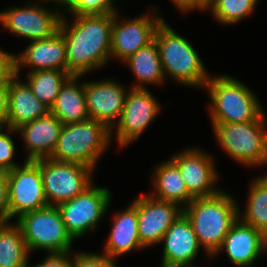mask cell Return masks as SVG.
<instances>
[{
  "instance_id": "25",
  "label": "cell",
  "mask_w": 267,
  "mask_h": 267,
  "mask_svg": "<svg viewBox=\"0 0 267 267\" xmlns=\"http://www.w3.org/2000/svg\"><path fill=\"white\" fill-rule=\"evenodd\" d=\"M124 62L131 68L138 81L132 88H144L143 84L164 82L165 77L155 39Z\"/></svg>"
},
{
  "instance_id": "2",
  "label": "cell",
  "mask_w": 267,
  "mask_h": 267,
  "mask_svg": "<svg viewBox=\"0 0 267 267\" xmlns=\"http://www.w3.org/2000/svg\"><path fill=\"white\" fill-rule=\"evenodd\" d=\"M238 205L223 191L209 197H196L184 209L198 242L207 255H216L232 224L238 219Z\"/></svg>"
},
{
  "instance_id": "40",
  "label": "cell",
  "mask_w": 267,
  "mask_h": 267,
  "mask_svg": "<svg viewBox=\"0 0 267 267\" xmlns=\"http://www.w3.org/2000/svg\"><path fill=\"white\" fill-rule=\"evenodd\" d=\"M207 6L208 7L210 6V0H207Z\"/></svg>"
},
{
  "instance_id": "13",
  "label": "cell",
  "mask_w": 267,
  "mask_h": 267,
  "mask_svg": "<svg viewBox=\"0 0 267 267\" xmlns=\"http://www.w3.org/2000/svg\"><path fill=\"white\" fill-rule=\"evenodd\" d=\"M180 206L149 194L137 198L138 232L144 248L161 242L165 232L183 212Z\"/></svg>"
},
{
  "instance_id": "37",
  "label": "cell",
  "mask_w": 267,
  "mask_h": 267,
  "mask_svg": "<svg viewBox=\"0 0 267 267\" xmlns=\"http://www.w3.org/2000/svg\"><path fill=\"white\" fill-rule=\"evenodd\" d=\"M173 4L182 12L193 9H208L207 0H172Z\"/></svg>"
},
{
  "instance_id": "36",
  "label": "cell",
  "mask_w": 267,
  "mask_h": 267,
  "mask_svg": "<svg viewBox=\"0 0 267 267\" xmlns=\"http://www.w3.org/2000/svg\"><path fill=\"white\" fill-rule=\"evenodd\" d=\"M10 82H0V126L5 125L8 111V91Z\"/></svg>"
},
{
  "instance_id": "12",
  "label": "cell",
  "mask_w": 267,
  "mask_h": 267,
  "mask_svg": "<svg viewBox=\"0 0 267 267\" xmlns=\"http://www.w3.org/2000/svg\"><path fill=\"white\" fill-rule=\"evenodd\" d=\"M160 107L151 93L144 88H131L127 93L123 110L116 123V139L119 146H127L136 140L153 121Z\"/></svg>"
},
{
  "instance_id": "31",
  "label": "cell",
  "mask_w": 267,
  "mask_h": 267,
  "mask_svg": "<svg viewBox=\"0 0 267 267\" xmlns=\"http://www.w3.org/2000/svg\"><path fill=\"white\" fill-rule=\"evenodd\" d=\"M3 129V126H0V168L10 171L19 165L13 160L15 154L13 140L10 135L2 131Z\"/></svg>"
},
{
  "instance_id": "39",
  "label": "cell",
  "mask_w": 267,
  "mask_h": 267,
  "mask_svg": "<svg viewBox=\"0 0 267 267\" xmlns=\"http://www.w3.org/2000/svg\"><path fill=\"white\" fill-rule=\"evenodd\" d=\"M265 244L267 246V232L264 234Z\"/></svg>"
},
{
  "instance_id": "4",
  "label": "cell",
  "mask_w": 267,
  "mask_h": 267,
  "mask_svg": "<svg viewBox=\"0 0 267 267\" xmlns=\"http://www.w3.org/2000/svg\"><path fill=\"white\" fill-rule=\"evenodd\" d=\"M205 87L212 102V123L256 121L264 114L253 92L233 77H210Z\"/></svg>"
},
{
  "instance_id": "7",
  "label": "cell",
  "mask_w": 267,
  "mask_h": 267,
  "mask_svg": "<svg viewBox=\"0 0 267 267\" xmlns=\"http://www.w3.org/2000/svg\"><path fill=\"white\" fill-rule=\"evenodd\" d=\"M22 232L27 248L41 249L48 253L71 251L73 238L65 228L57 206L48 205L17 218L16 223Z\"/></svg>"
},
{
  "instance_id": "28",
  "label": "cell",
  "mask_w": 267,
  "mask_h": 267,
  "mask_svg": "<svg viewBox=\"0 0 267 267\" xmlns=\"http://www.w3.org/2000/svg\"><path fill=\"white\" fill-rule=\"evenodd\" d=\"M28 86L33 94L47 107L51 108L62 85L71 76L61 70H38L29 72Z\"/></svg>"
},
{
  "instance_id": "32",
  "label": "cell",
  "mask_w": 267,
  "mask_h": 267,
  "mask_svg": "<svg viewBox=\"0 0 267 267\" xmlns=\"http://www.w3.org/2000/svg\"><path fill=\"white\" fill-rule=\"evenodd\" d=\"M72 267H117L115 260L107 255H97L91 253H76L72 259Z\"/></svg>"
},
{
  "instance_id": "21",
  "label": "cell",
  "mask_w": 267,
  "mask_h": 267,
  "mask_svg": "<svg viewBox=\"0 0 267 267\" xmlns=\"http://www.w3.org/2000/svg\"><path fill=\"white\" fill-rule=\"evenodd\" d=\"M17 79L18 75L9 84L8 111L4 125L14 129L50 112V108L33 94L28 84Z\"/></svg>"
},
{
  "instance_id": "18",
  "label": "cell",
  "mask_w": 267,
  "mask_h": 267,
  "mask_svg": "<svg viewBox=\"0 0 267 267\" xmlns=\"http://www.w3.org/2000/svg\"><path fill=\"white\" fill-rule=\"evenodd\" d=\"M266 247L264 234L238 218L225 236L219 251L225 249L235 266L251 267Z\"/></svg>"
},
{
  "instance_id": "17",
  "label": "cell",
  "mask_w": 267,
  "mask_h": 267,
  "mask_svg": "<svg viewBox=\"0 0 267 267\" xmlns=\"http://www.w3.org/2000/svg\"><path fill=\"white\" fill-rule=\"evenodd\" d=\"M164 243L161 267H194L200 249L188 217L182 212L161 239Z\"/></svg>"
},
{
  "instance_id": "26",
  "label": "cell",
  "mask_w": 267,
  "mask_h": 267,
  "mask_svg": "<svg viewBox=\"0 0 267 267\" xmlns=\"http://www.w3.org/2000/svg\"><path fill=\"white\" fill-rule=\"evenodd\" d=\"M0 222V267H30V255L20 227Z\"/></svg>"
},
{
  "instance_id": "19",
  "label": "cell",
  "mask_w": 267,
  "mask_h": 267,
  "mask_svg": "<svg viewBox=\"0 0 267 267\" xmlns=\"http://www.w3.org/2000/svg\"><path fill=\"white\" fill-rule=\"evenodd\" d=\"M63 124L51 112L17 129L6 128L8 132H20L28 149L27 160L50 158L54 152Z\"/></svg>"
},
{
  "instance_id": "38",
  "label": "cell",
  "mask_w": 267,
  "mask_h": 267,
  "mask_svg": "<svg viewBox=\"0 0 267 267\" xmlns=\"http://www.w3.org/2000/svg\"><path fill=\"white\" fill-rule=\"evenodd\" d=\"M43 2H49V1H54L56 3H59L60 5L64 6L69 0H41Z\"/></svg>"
},
{
  "instance_id": "5",
  "label": "cell",
  "mask_w": 267,
  "mask_h": 267,
  "mask_svg": "<svg viewBox=\"0 0 267 267\" xmlns=\"http://www.w3.org/2000/svg\"><path fill=\"white\" fill-rule=\"evenodd\" d=\"M110 140V130L94 119L64 124L50 158L86 165L94 170Z\"/></svg>"
},
{
  "instance_id": "1",
  "label": "cell",
  "mask_w": 267,
  "mask_h": 267,
  "mask_svg": "<svg viewBox=\"0 0 267 267\" xmlns=\"http://www.w3.org/2000/svg\"><path fill=\"white\" fill-rule=\"evenodd\" d=\"M62 17L59 31L65 40L68 73L83 76L102 67L111 57L113 14Z\"/></svg>"
},
{
  "instance_id": "9",
  "label": "cell",
  "mask_w": 267,
  "mask_h": 267,
  "mask_svg": "<svg viewBox=\"0 0 267 267\" xmlns=\"http://www.w3.org/2000/svg\"><path fill=\"white\" fill-rule=\"evenodd\" d=\"M110 201L111 192L107 188L95 187L92 183L78 196L57 205L65 228L73 240L98 225Z\"/></svg>"
},
{
  "instance_id": "30",
  "label": "cell",
  "mask_w": 267,
  "mask_h": 267,
  "mask_svg": "<svg viewBox=\"0 0 267 267\" xmlns=\"http://www.w3.org/2000/svg\"><path fill=\"white\" fill-rule=\"evenodd\" d=\"M114 0H69L65 9L72 16L115 14Z\"/></svg>"
},
{
  "instance_id": "3",
  "label": "cell",
  "mask_w": 267,
  "mask_h": 267,
  "mask_svg": "<svg viewBox=\"0 0 267 267\" xmlns=\"http://www.w3.org/2000/svg\"><path fill=\"white\" fill-rule=\"evenodd\" d=\"M156 41L164 76H171L187 86H202L210 78L201 58L186 38L180 36L163 20L157 27Z\"/></svg>"
},
{
  "instance_id": "16",
  "label": "cell",
  "mask_w": 267,
  "mask_h": 267,
  "mask_svg": "<svg viewBox=\"0 0 267 267\" xmlns=\"http://www.w3.org/2000/svg\"><path fill=\"white\" fill-rule=\"evenodd\" d=\"M185 182L188 192L194 197H209L220 190L214 189L218 175L211 155L191 149L172 156Z\"/></svg>"
},
{
  "instance_id": "24",
  "label": "cell",
  "mask_w": 267,
  "mask_h": 267,
  "mask_svg": "<svg viewBox=\"0 0 267 267\" xmlns=\"http://www.w3.org/2000/svg\"><path fill=\"white\" fill-rule=\"evenodd\" d=\"M155 170L152 183L156 193L150 196L161 201L181 204L184 209L194 197L188 192L177 165L170 159L161 163Z\"/></svg>"
},
{
  "instance_id": "22",
  "label": "cell",
  "mask_w": 267,
  "mask_h": 267,
  "mask_svg": "<svg viewBox=\"0 0 267 267\" xmlns=\"http://www.w3.org/2000/svg\"><path fill=\"white\" fill-rule=\"evenodd\" d=\"M113 220V226L103 254L115 260V257L126 254L131 250L144 248L139 239L137 199L127 209L116 213Z\"/></svg>"
},
{
  "instance_id": "27",
  "label": "cell",
  "mask_w": 267,
  "mask_h": 267,
  "mask_svg": "<svg viewBox=\"0 0 267 267\" xmlns=\"http://www.w3.org/2000/svg\"><path fill=\"white\" fill-rule=\"evenodd\" d=\"M253 183V184H252ZM238 218L263 234L267 232V177L256 178L251 182L247 206Z\"/></svg>"
},
{
  "instance_id": "33",
  "label": "cell",
  "mask_w": 267,
  "mask_h": 267,
  "mask_svg": "<svg viewBox=\"0 0 267 267\" xmlns=\"http://www.w3.org/2000/svg\"><path fill=\"white\" fill-rule=\"evenodd\" d=\"M15 76V55L0 49V82H10Z\"/></svg>"
},
{
  "instance_id": "6",
  "label": "cell",
  "mask_w": 267,
  "mask_h": 267,
  "mask_svg": "<svg viewBox=\"0 0 267 267\" xmlns=\"http://www.w3.org/2000/svg\"><path fill=\"white\" fill-rule=\"evenodd\" d=\"M264 114L256 121L244 123H212L222 148L238 163L267 164V132Z\"/></svg>"
},
{
  "instance_id": "29",
  "label": "cell",
  "mask_w": 267,
  "mask_h": 267,
  "mask_svg": "<svg viewBox=\"0 0 267 267\" xmlns=\"http://www.w3.org/2000/svg\"><path fill=\"white\" fill-rule=\"evenodd\" d=\"M258 0H215L209 7L218 22L235 24L253 12Z\"/></svg>"
},
{
  "instance_id": "23",
  "label": "cell",
  "mask_w": 267,
  "mask_h": 267,
  "mask_svg": "<svg viewBox=\"0 0 267 267\" xmlns=\"http://www.w3.org/2000/svg\"><path fill=\"white\" fill-rule=\"evenodd\" d=\"M81 76H70L62 85L50 112L54 114L62 124L76 123L89 119L84 90V82L76 84Z\"/></svg>"
},
{
  "instance_id": "20",
  "label": "cell",
  "mask_w": 267,
  "mask_h": 267,
  "mask_svg": "<svg viewBox=\"0 0 267 267\" xmlns=\"http://www.w3.org/2000/svg\"><path fill=\"white\" fill-rule=\"evenodd\" d=\"M16 75L20 68L30 66L33 71L61 70L68 72L65 40L60 31L47 39L32 41L20 55L15 56Z\"/></svg>"
},
{
  "instance_id": "10",
  "label": "cell",
  "mask_w": 267,
  "mask_h": 267,
  "mask_svg": "<svg viewBox=\"0 0 267 267\" xmlns=\"http://www.w3.org/2000/svg\"><path fill=\"white\" fill-rule=\"evenodd\" d=\"M9 220L48 206L39 165L32 160L8 171Z\"/></svg>"
},
{
  "instance_id": "8",
  "label": "cell",
  "mask_w": 267,
  "mask_h": 267,
  "mask_svg": "<svg viewBox=\"0 0 267 267\" xmlns=\"http://www.w3.org/2000/svg\"><path fill=\"white\" fill-rule=\"evenodd\" d=\"M40 168L44 193L48 205L71 200L92 184V168L72 162H59L51 158L34 160Z\"/></svg>"
},
{
  "instance_id": "35",
  "label": "cell",
  "mask_w": 267,
  "mask_h": 267,
  "mask_svg": "<svg viewBox=\"0 0 267 267\" xmlns=\"http://www.w3.org/2000/svg\"><path fill=\"white\" fill-rule=\"evenodd\" d=\"M70 251L65 253H49V256L35 267H72Z\"/></svg>"
},
{
  "instance_id": "11",
  "label": "cell",
  "mask_w": 267,
  "mask_h": 267,
  "mask_svg": "<svg viewBox=\"0 0 267 267\" xmlns=\"http://www.w3.org/2000/svg\"><path fill=\"white\" fill-rule=\"evenodd\" d=\"M33 4L0 12V23L10 32L32 41L47 39L59 31L62 15Z\"/></svg>"
},
{
  "instance_id": "15",
  "label": "cell",
  "mask_w": 267,
  "mask_h": 267,
  "mask_svg": "<svg viewBox=\"0 0 267 267\" xmlns=\"http://www.w3.org/2000/svg\"><path fill=\"white\" fill-rule=\"evenodd\" d=\"M87 111L91 119L103 123L110 135L121 115L126 99L125 88L113 80L84 82Z\"/></svg>"
},
{
  "instance_id": "34",
  "label": "cell",
  "mask_w": 267,
  "mask_h": 267,
  "mask_svg": "<svg viewBox=\"0 0 267 267\" xmlns=\"http://www.w3.org/2000/svg\"><path fill=\"white\" fill-rule=\"evenodd\" d=\"M9 221L8 171L0 168V222Z\"/></svg>"
},
{
  "instance_id": "14",
  "label": "cell",
  "mask_w": 267,
  "mask_h": 267,
  "mask_svg": "<svg viewBox=\"0 0 267 267\" xmlns=\"http://www.w3.org/2000/svg\"><path fill=\"white\" fill-rule=\"evenodd\" d=\"M117 15V12L113 14L111 56L122 61L151 43L157 27L164 20L159 16L144 15L121 23Z\"/></svg>"
}]
</instances>
